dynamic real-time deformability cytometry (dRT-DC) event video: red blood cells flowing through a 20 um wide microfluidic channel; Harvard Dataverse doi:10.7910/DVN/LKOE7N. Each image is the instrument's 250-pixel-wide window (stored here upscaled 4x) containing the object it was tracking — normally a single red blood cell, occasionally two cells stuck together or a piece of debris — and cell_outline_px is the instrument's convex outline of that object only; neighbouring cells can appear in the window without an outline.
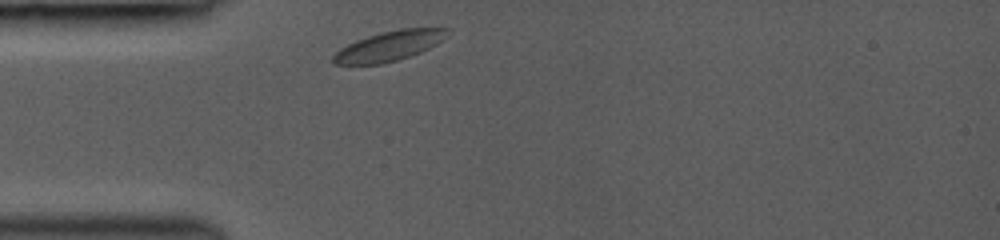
{"species": "common noctule bat (a hibernating species)", "species_latin": "Nyctalus noctula", "temperature_condition": "room temperature", "stored_images_in_passage": 52, "camera_frame_rate_fps": 3000, "um_per_image_px": 0.085, "animal": {"sex": "female", "body_mass_g": 19.0, "forearm_length_mm": 53.3}, "frame": {"image": 1, "passage_image": 1, "time_ms": 0.0, "image_size_px": [1000, 240], "cell_outline_px": [[452, 32], [436, 44], [420, 52], [396, 60], [380, 64], [332, 64], [332, 56], [340, 48], [356, 40], [368, 36], [400, 28], [452, 28]], "centroid_in_image_um": [33.1, 3.89], "position_along_channel_um": 51.9, "area_um2": 19.71}}
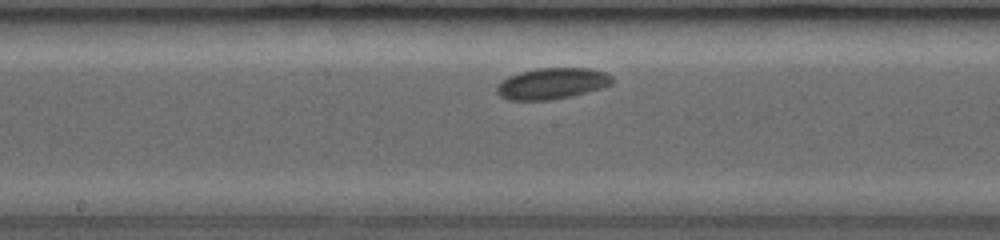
{"frame": {"image": 2, "passage_image": 27, "time_ms": 4.0, "image_size_px": [1000, 240], "cell_outline_px": [[612, 84], [600, 88], [572, 96], [548, 100], [508, 100], [500, 96], [496, 92], [496, 88], [508, 76], [520, 72], [536, 68], [588, 68], [604, 72], [612, 76]], "centroid_in_image_um": [46.91, 7.1], "position_along_channel_um": 201.3, "area_um2": 20.81}}
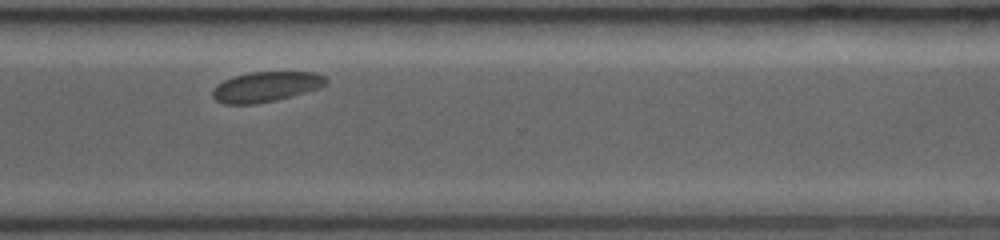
{"frame": {"image": 3, "passage_image": 51, "time_ms": 7.667, "image_size_px": [1000, 240], "cell_outline_px": [[328, 84], [320, 88], [292, 96], [276, 100], [256, 104], [224, 104], [216, 100], [212, 96], [212, 92], [216, 84], [232, 76], [248, 72], [316, 72], [324, 76], [328, 80]], "centroid_in_image_um": [22.61, 7.37], "position_along_channel_um": 348.0, "area_um2": 20.17}}